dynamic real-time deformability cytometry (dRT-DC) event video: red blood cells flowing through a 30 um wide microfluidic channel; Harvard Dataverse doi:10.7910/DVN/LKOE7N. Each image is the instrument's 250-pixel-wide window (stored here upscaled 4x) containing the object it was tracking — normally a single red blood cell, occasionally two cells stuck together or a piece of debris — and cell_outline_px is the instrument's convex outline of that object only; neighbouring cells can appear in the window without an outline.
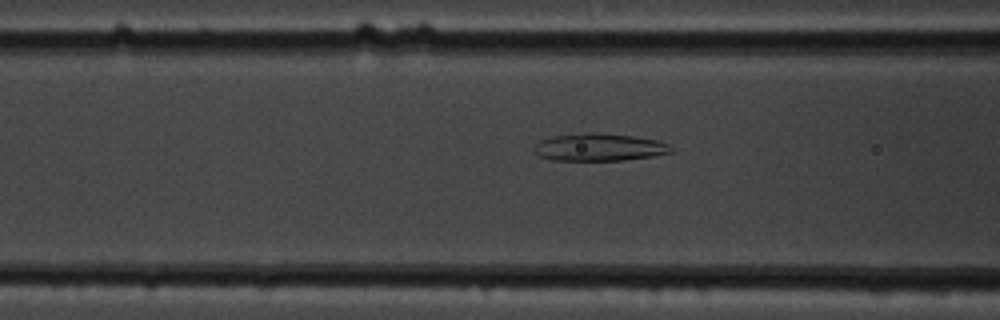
{"species": "common noctule bat (a hibernating species)", "species_latin": "Nyctalus noctula", "temperature_condition": "cold", "stored_images_in_passage": 53, "segment_of_instrument_passage": [1, 2], "camera_frame_rate_fps": 3000, "um_per_image_px": 0.085, "animal": {"sex": "male", "body_mass_g": 19.5, "forearm_length_mm": 54.6}, "frame": {"image": 1, "passage_image": 19, "time_ms": 6.0, "image_size_px": [1000, 320], "cell_outline_px": [[672, 152], [656, 156], [624, 160], [552, 160], [540, 156], [532, 148], [540, 140], [552, 136], [588, 132], [592, 132], [632, 136], [656, 140], [668, 144], [672, 148]], "centroid_in_image_um": [50.93, 12.51], "position_along_channel_um": 115.7, "area_um2": 21.91}}
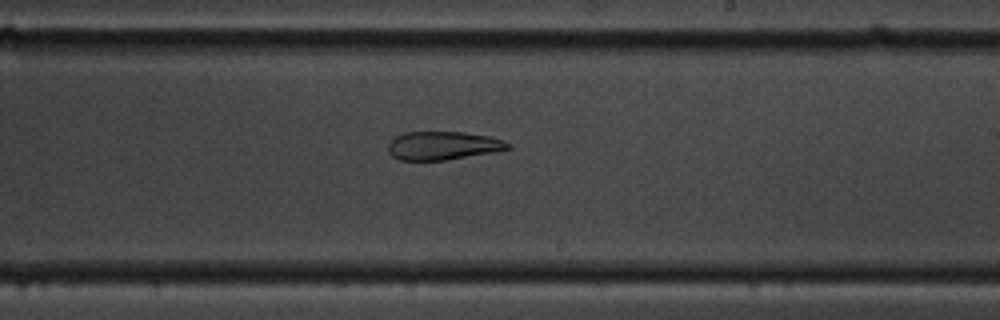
{"frame": {"image": 2, "passage_image": 31, "time_ms": 10.0, "image_size_px": [1000, 320], "cell_outline_px": [[512, 148], [496, 152], [444, 160], [400, 160], [392, 156], [388, 152], [388, 144], [396, 136], [404, 132], [464, 132], [492, 136], [504, 140], [512, 144]], "centroid_in_image_um": [37.71, 12.37], "position_along_channel_um": 251.3, "area_um2": 20.06}}
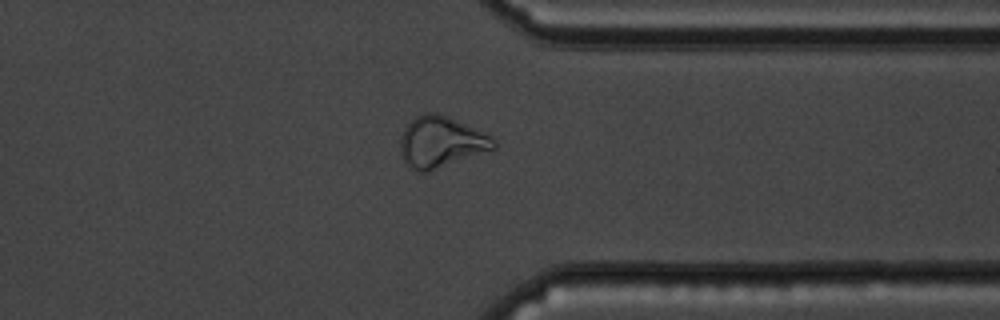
{"frame": {"image": 3, "passage_image": 42, "time_ms": 13.667, "image_size_px": [1000, 320], "cell_outline_px": [[496, 148], [428, 172], [420, 172], [412, 168], [400, 156], [400, 136], [404, 128], [416, 116], [424, 112], [436, 112], [448, 116], [492, 136], [496, 140]], "centroid_in_image_um": [37.47, 12.06], "position_along_channel_um": 373.9, "area_um2": 27.8}}